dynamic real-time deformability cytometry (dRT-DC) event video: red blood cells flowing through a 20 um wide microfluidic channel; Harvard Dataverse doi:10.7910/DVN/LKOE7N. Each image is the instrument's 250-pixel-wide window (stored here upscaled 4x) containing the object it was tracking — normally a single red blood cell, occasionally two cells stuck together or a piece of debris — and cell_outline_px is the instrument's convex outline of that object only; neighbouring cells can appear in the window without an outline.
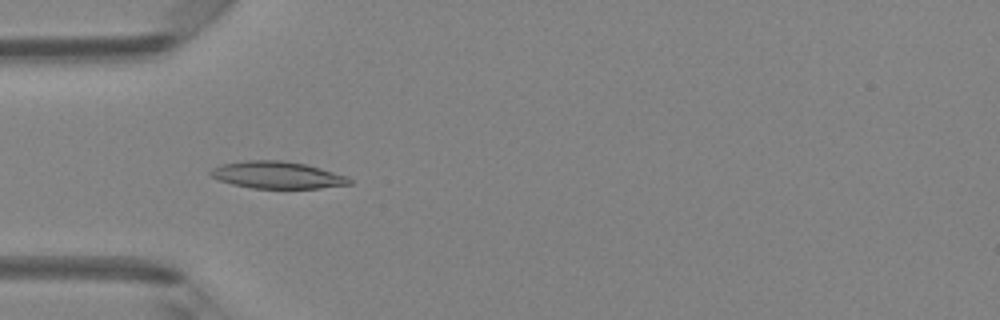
{"species": "Egyptian fruit bat (a non-hibernating species)", "species_latin": "Rousettus aegyptiacus", "temperature_condition": "room temperature", "stored_images_in_passage": 48, "camera_frame_rate_fps": 3000, "um_per_image_px": 0.085, "animal": {"sex": "female"}, "frame": {"image": 1, "passage_image": 15, "time_ms": 4.667, "image_size_px": [1000, 320], "cell_outline_px": [[352, 184], [320, 188], [252, 188], [232, 184], [220, 180], [212, 176], [208, 172], [212, 168], [220, 164], [244, 160], [280, 160], [304, 164], [320, 168], [348, 176], [352, 180]], "centroid_in_image_um": [23.56, 14.87], "position_along_channel_um": 61.4, "area_um2": 21.91}}
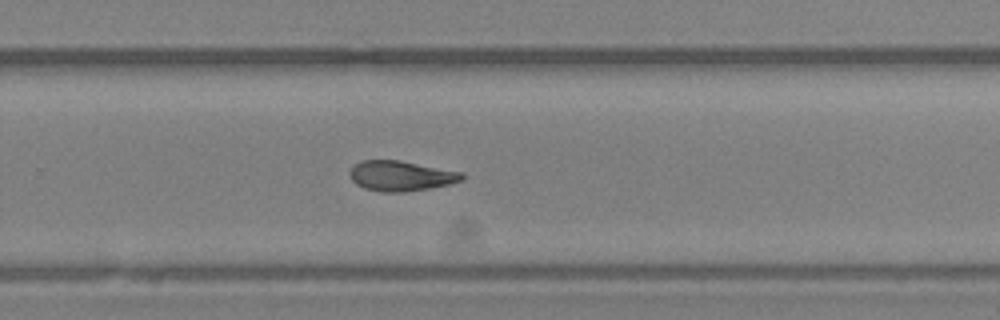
{"frame": {"image": 2, "passage_image": 32, "time_ms": 10.333, "image_size_px": [1000, 320], "cell_outline_px": [[464, 180], [448, 184], [428, 188], [404, 192], [384, 192], [364, 188], [356, 184], [352, 180], [348, 172], [360, 160], [400, 160], [464, 172]], "centroid_in_image_um": [34.09, 14.94], "position_along_channel_um": 295.7, "area_um2": 19.77}}
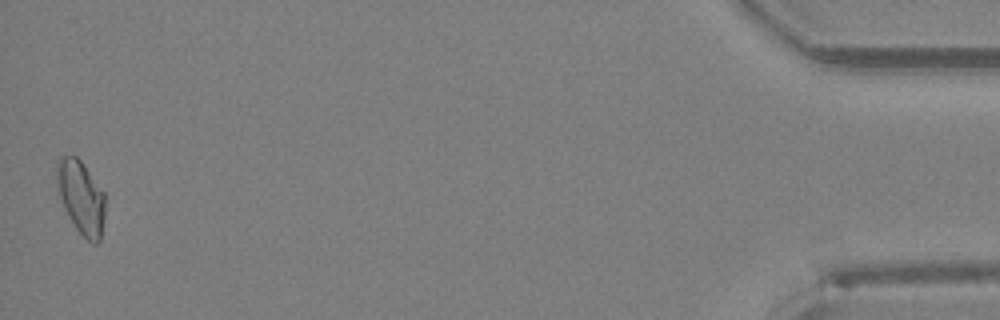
{"frame": {"image": 3, "passage_image": 48, "time_ms": 15.667, "image_size_px": [1000, 320], "cell_outline_px": [[104, 216], [100, 240], [96, 244], [92, 244], [76, 228], [64, 208], [60, 196], [56, 176], [56, 160], [60, 156], [76, 156], [80, 160], [104, 192]], "centroid_in_image_um": [6.88, 16.75], "position_along_channel_um": 428.3, "area_um2": 20.35}}